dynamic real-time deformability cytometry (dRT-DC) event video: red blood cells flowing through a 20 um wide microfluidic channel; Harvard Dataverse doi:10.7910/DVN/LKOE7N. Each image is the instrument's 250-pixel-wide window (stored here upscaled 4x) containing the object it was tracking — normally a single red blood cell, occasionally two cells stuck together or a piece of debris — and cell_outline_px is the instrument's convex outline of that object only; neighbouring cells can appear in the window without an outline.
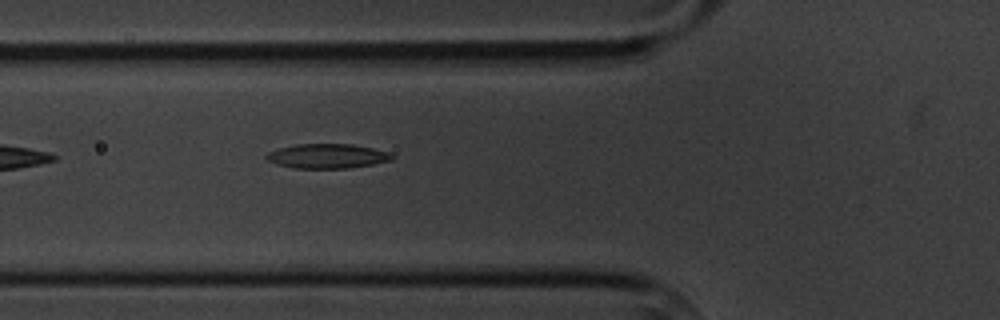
{"species": "common noctule bat (a hibernating species)", "species_latin": "Nyctalus noctula", "temperature_condition": "cold", "stored_images_in_passage": 2, "camera_frame_rate_fps": 3000, "um_per_image_px": 0.085, "animal": {"sex": "male", "body_mass_g": 20.1, "forearm_length_mm": 53.5}, "frame": {"image": 1, "passage_image": 2, "time_ms": 1.0, "image_size_px": [1000, 320], "cell_outline_px": [[392, 160], [372, 164], [348, 168], [292, 168], [276, 164], [268, 160], [264, 156], [268, 152], [280, 148], [296, 144], [352, 144], [372, 148], [388, 152], [392, 156]], "centroid_in_image_um": [27.78, 13.27], "position_along_channel_um": 98.0, "area_um2": 17.8}}